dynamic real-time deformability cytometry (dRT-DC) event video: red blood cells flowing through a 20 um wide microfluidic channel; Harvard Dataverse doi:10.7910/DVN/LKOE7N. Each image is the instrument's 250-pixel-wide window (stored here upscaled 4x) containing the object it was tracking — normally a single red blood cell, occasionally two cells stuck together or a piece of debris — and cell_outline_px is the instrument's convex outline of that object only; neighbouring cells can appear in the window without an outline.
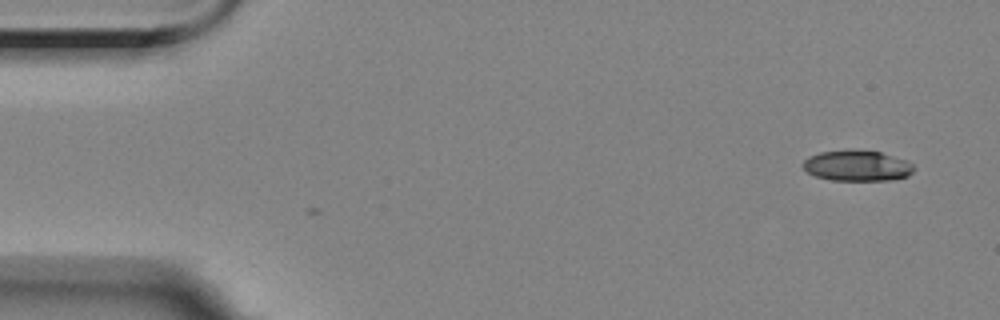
{"species": "Egyptian fruit bat (a non-hibernating species)", "species_latin": "Rousettus aegyptiacus", "temperature_condition": "room temperature", "stored_images_in_passage": 3, "camera_frame_rate_fps": 3000, "um_per_image_px": 0.085, "animal": {"sex": "female"}, "frame": {"image": 1, "passage_image": 1, "time_ms": 0.0, "image_size_px": [1000, 320], "cell_outline_px": [[916, 168], [908, 176], [892, 180], [832, 180], [816, 176], [808, 172], [804, 168], [804, 160], [808, 156], [820, 152], [848, 148], [856, 148], [880, 152], [904, 160], [912, 164]], "centroid_in_image_um": [72.85, 14.06], "position_along_channel_um": 12.1, "area_um2": 20.06}}